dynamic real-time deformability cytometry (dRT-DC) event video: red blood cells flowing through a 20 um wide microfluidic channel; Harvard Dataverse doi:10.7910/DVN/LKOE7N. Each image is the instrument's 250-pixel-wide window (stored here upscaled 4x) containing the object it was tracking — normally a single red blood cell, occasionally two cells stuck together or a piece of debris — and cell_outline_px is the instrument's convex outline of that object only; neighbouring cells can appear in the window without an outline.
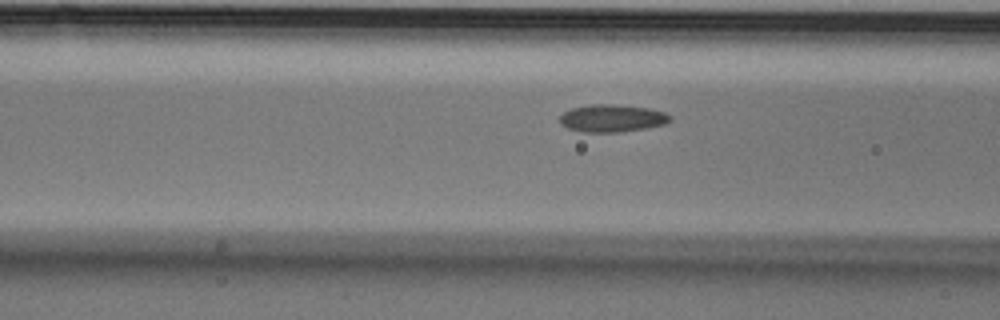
{"species": "Egyptian fruit bat (a non-hibernating species)", "species_latin": "Rousettus aegyptiacus", "temperature_condition": "cold", "stored_images_in_passage": 21, "camera_frame_rate_fps": 3000, "um_per_image_px": 0.085, "animal": {"sex": "male"}, "frame": {"image": 1, "passage_image": 19, "time_ms": 6.0, "image_size_px": [1000, 320], "cell_outline_px": [[672, 120], [664, 124], [648, 128], [620, 132], [584, 132], [568, 128], [560, 124], [560, 116], [564, 112], [572, 108], [592, 104], [612, 104], [648, 108], [664, 112], [672, 116]], "centroid_in_image_um": [52.05, 10.05], "position_along_channel_um": 114.6, "area_um2": 17.69}}